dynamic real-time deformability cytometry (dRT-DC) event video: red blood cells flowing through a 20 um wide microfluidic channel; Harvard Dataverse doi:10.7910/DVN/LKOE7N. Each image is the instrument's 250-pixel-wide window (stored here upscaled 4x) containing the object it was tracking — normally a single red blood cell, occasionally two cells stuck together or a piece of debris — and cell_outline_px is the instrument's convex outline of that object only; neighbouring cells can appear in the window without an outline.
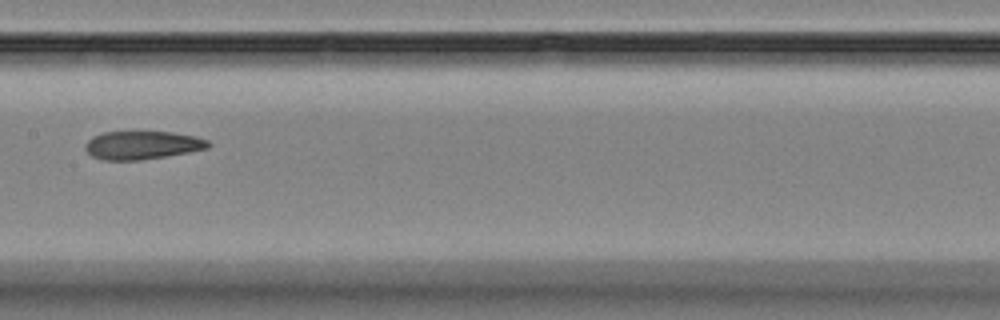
{"species": "Egyptian fruit bat (a non-hibernating species)", "species_latin": "Rousettus aegyptiacus", "temperature_condition": "room temperature", "stored_images_in_passage": 10, "camera_frame_rate_fps": 3000, "um_per_image_px": 0.085, "animal": {"sex": "female"}, "frame": {"image": 1, "passage_image": 9, "time_ms": 9.333, "image_size_px": [1000, 320], "cell_outline_px": [[212, 144], [208, 148], [188, 152], [140, 160], [104, 160], [92, 156], [84, 148], [84, 144], [92, 136], [104, 132], [172, 132], [196, 136], [208, 140]], "centroid_in_image_um": [12.09, 12.33], "position_along_channel_um": 195.3, "area_um2": 20.23}}
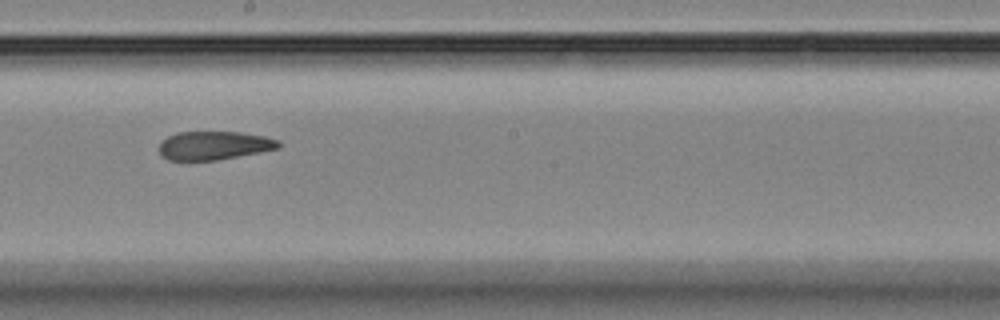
{"frame": {"image": 2, "passage_image": 10, "time_ms": 10.333, "image_size_px": [1000, 320], "cell_outline_px": [[280, 148], [260, 152], [216, 160], [168, 160], [160, 152], [160, 140], [176, 132], [240, 132], [264, 136], [280, 140]], "centroid_in_image_um": [18.2, 12.36], "position_along_channel_um": 230.0, "area_um2": 19.83}}